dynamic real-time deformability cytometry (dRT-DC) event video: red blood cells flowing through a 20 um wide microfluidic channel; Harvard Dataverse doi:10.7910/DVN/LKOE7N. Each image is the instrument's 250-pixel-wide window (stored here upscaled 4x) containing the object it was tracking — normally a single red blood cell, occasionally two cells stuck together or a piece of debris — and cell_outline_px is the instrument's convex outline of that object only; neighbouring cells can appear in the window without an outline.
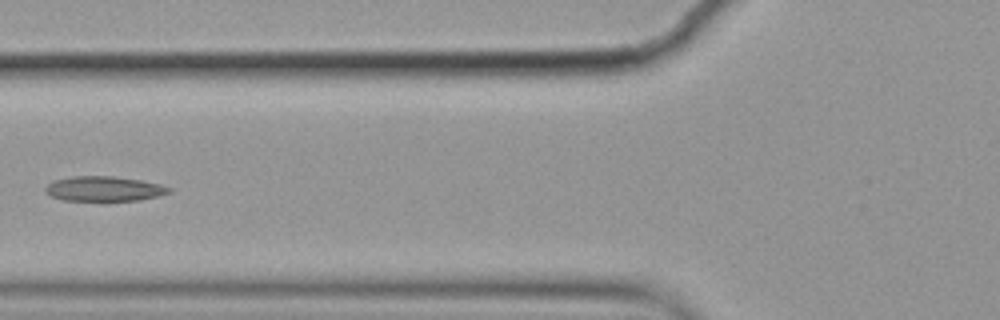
{"species": "common noctule bat (a hibernating species)", "species_latin": "Nyctalus noctula", "temperature_condition": "cold", "stored_images_in_passage": 6, "camera_frame_rate_fps": 3000, "um_per_image_px": 0.085, "animal": {"sex": "female", "body_mass_g": 19.9}, "frame": {"image": 1, "passage_image": 6, "time_ms": 1.667, "image_size_px": [1000, 320], "cell_outline_px": [[172, 192], [140, 200], [64, 200], [52, 196], [44, 192], [44, 188], [52, 180], [72, 176], [112, 176], [140, 180], [160, 184], [172, 188]], "centroid_in_image_um": [8.83, 16.03], "position_along_channel_um": 117.0, "area_um2": 17.86}}